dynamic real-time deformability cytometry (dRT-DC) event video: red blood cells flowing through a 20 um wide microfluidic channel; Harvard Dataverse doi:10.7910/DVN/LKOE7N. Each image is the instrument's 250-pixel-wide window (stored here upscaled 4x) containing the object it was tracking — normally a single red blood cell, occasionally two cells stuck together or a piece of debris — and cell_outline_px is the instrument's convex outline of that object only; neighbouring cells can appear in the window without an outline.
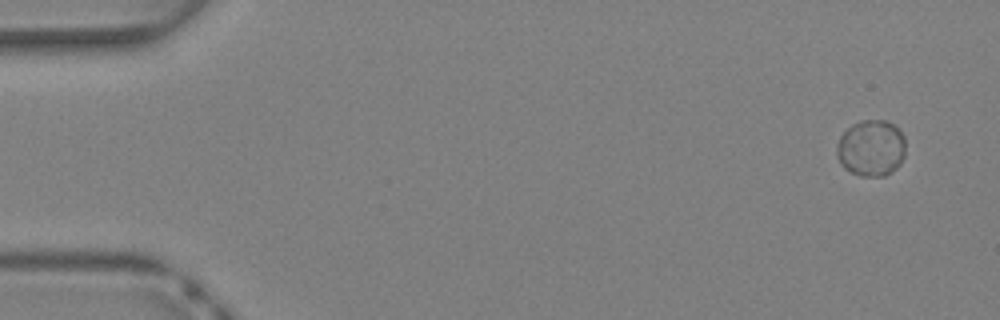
{"species": "Egyptian fruit bat (a non-hibernating species)", "species_latin": "Rousettus aegyptiacus", "temperature_condition": "warm", "stored_images_in_passage": 6, "camera_frame_rate_fps": 3000, "um_per_image_px": 0.085, "animal": {"sex": "female"}, "frame": {"image": 1, "passage_image": 1, "time_ms": 0.0, "image_size_px": [1000, 320], "cell_outline_px": [[904, 156], [900, 164], [892, 172], [884, 176], [860, 176], [844, 168], [840, 164], [836, 156], [836, 144], [840, 136], [852, 124], [860, 120], [884, 120], [892, 124], [904, 136]], "centroid_in_image_um": [74.02, 12.6], "position_along_channel_um": 11.0, "area_um2": 22.72}}